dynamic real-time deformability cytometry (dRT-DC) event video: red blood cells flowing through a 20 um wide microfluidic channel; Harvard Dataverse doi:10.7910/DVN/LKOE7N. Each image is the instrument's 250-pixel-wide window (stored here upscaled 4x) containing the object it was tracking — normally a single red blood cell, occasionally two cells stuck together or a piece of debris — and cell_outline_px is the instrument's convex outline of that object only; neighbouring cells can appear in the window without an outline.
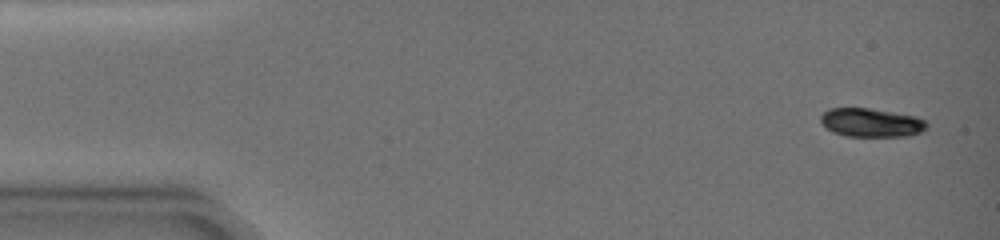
{"species": "common noctule bat (a hibernating species)", "species_latin": "Nyctalus noctula", "temperature_condition": "warm", "stored_images_in_passage": 2, "camera_frame_rate_fps": 3000, "um_per_image_px": 0.085, "animal": {"sex": "female", "body_mass_g": 19.0, "forearm_length_mm": 51.5}, "frame": {"image": 1, "passage_image": 1, "time_ms": 0.0, "image_size_px": [1000, 240], "cell_outline_px": [[928, 128], [920, 132], [908, 136], [844, 136], [832, 132], [820, 120], [820, 116], [828, 108], [868, 108], [916, 116], [924, 120], [928, 124]], "centroid_in_image_um": [74.06, 10.42], "position_along_channel_um": 10.9, "area_um2": 17.69}}